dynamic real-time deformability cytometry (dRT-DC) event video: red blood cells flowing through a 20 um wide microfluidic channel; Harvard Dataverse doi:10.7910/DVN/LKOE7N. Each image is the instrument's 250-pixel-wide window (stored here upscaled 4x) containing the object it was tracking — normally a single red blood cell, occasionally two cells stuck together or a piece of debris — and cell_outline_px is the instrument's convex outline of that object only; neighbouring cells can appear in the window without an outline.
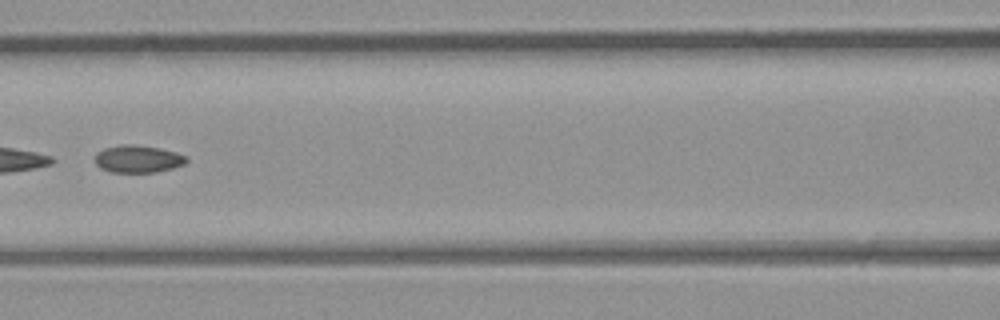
{"species": "common noctule bat (a hibernating species)", "species_latin": "Nyctalus noctula", "temperature_condition": "room temperature", "stored_images_in_passage": 44, "camera_frame_rate_fps": 3000, "um_per_image_px": 0.085, "animal": {"sex": "male", "body_mass_g": 23.1, "forearm_length_mm": 52.7}, "frame": {"image": 1, "passage_image": 19, "time_ms": 6.0, "image_size_px": [1000, 320], "cell_outline_px": [[188, 160], [184, 164], [172, 168], [156, 172], [112, 172], [100, 168], [96, 164], [96, 152], [104, 148], [120, 144], [132, 144], [160, 148], [176, 152], [188, 156]], "centroid_in_image_um": [11.73, 13.5], "position_along_channel_um": 154.9, "area_um2": 14.68}}